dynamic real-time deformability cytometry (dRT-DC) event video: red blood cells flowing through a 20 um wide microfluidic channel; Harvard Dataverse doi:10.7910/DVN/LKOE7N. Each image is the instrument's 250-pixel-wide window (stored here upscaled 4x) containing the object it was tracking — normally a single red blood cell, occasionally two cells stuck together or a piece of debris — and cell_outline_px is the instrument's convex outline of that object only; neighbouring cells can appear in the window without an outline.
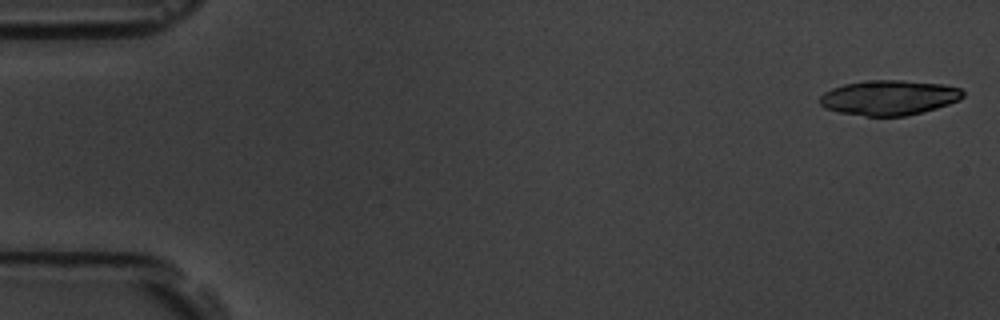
{"species": "common noctule bat (a hibernating species)", "species_latin": "Nyctalus noctula", "temperature_condition": "room temperature", "stored_images_in_passage": 9, "camera_frame_rate_fps": 3000, "um_per_image_px": 0.085, "animal": {"sex": "male", "body_mass_g": 19.5, "forearm_length_mm": 54.6}, "frame": {"image": 1, "passage_image": 1, "time_ms": 0.0, "image_size_px": [1000, 320], "cell_outline_px": [[964, 96], [960, 100], [936, 108], [904, 116], [864, 116], [840, 112], [824, 108], [820, 104], [820, 96], [824, 92], [832, 88], [844, 84], [864, 80], [904, 80], [944, 84], [960, 88], [964, 92]], "centroid_in_image_um": [75.56, 8.29], "position_along_channel_um": 9.4, "area_um2": 29.25}}
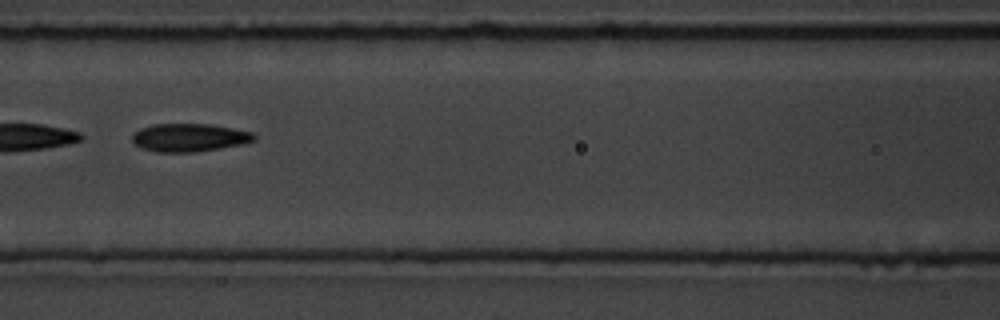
{"frame": {"image": 2, "passage_image": 7, "time_ms": 8.0, "image_size_px": [1000, 320], "cell_outline_px": [[256, 140], [244, 144], [196, 152], [160, 152], [140, 148], [132, 140], [132, 136], [140, 128], [152, 124], [208, 124], [232, 128], [252, 132], [256, 136]], "centroid_in_image_um": [16.11, 11.69], "position_along_channel_um": 150.5, "area_um2": 19.94}}